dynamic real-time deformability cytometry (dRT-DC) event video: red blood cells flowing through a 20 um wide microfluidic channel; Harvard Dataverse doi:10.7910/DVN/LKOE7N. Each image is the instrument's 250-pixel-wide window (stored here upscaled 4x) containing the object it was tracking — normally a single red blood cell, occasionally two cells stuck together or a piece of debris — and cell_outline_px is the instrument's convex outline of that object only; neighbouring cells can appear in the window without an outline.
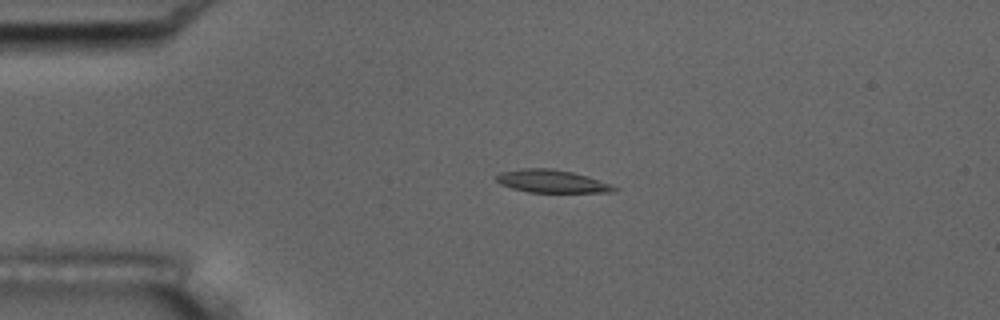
{"species": "common noctule bat (a hibernating species)", "species_latin": "Nyctalus noctula", "temperature_condition": "room temperature", "stored_images_in_passage": 3, "camera_frame_rate_fps": 3000, "um_per_image_px": 0.085, "animal": {"sex": "male", "body_mass_g": 17.5, "forearm_length_mm": 52.3}, "frame": {"image": 1, "passage_image": 3, "time_ms": 0.667, "image_size_px": [1000, 320], "cell_outline_px": [[620, 188], [616, 192], [528, 192], [512, 188], [500, 184], [496, 180], [496, 176], [500, 172], [524, 168], [552, 168], [572, 172], [588, 176]], "centroid_in_image_um": [46.91, 15.41], "position_along_channel_um": 38.1, "area_um2": 15.66}}